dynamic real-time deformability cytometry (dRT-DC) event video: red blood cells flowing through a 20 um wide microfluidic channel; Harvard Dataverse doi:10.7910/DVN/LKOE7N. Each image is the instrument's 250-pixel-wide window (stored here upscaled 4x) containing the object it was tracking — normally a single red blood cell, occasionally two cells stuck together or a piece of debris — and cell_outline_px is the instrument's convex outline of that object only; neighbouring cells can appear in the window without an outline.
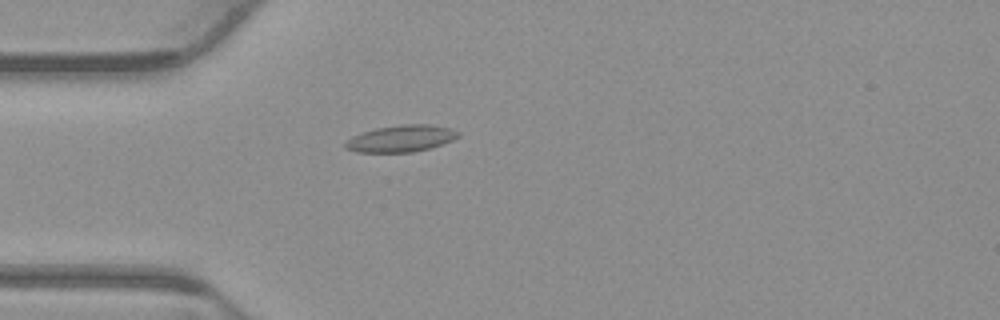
{"species": "common noctule bat (a hibernating species)", "species_latin": "Nyctalus noctula", "temperature_condition": "warm", "stored_images_in_passage": 54, "camera_frame_rate_fps": 3000, "um_per_image_px": 0.085, "animal": {"sex": "male", "body_mass_g": 23.1, "forearm_length_mm": 52.7}, "frame": {"image": 1, "passage_image": 15, "time_ms": 4.667, "image_size_px": [1000, 320], "cell_outline_px": [[460, 136], [452, 140], [428, 148], [412, 152], [356, 152], [344, 148], [344, 144], [352, 136], [376, 128], [400, 124], [428, 124], [452, 128], [460, 132]], "centroid_in_image_um": [34.09, 11.76], "position_along_channel_um": 50.9, "area_um2": 17.51}}
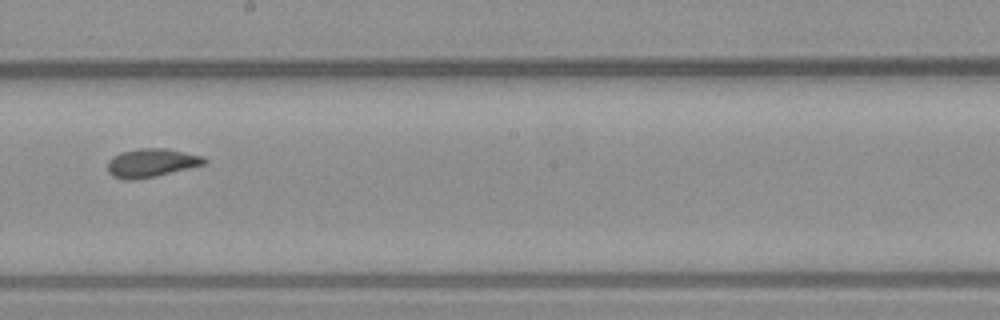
{"frame": {"image": 2, "passage_image": 30, "time_ms": 9.667, "image_size_px": [1000, 320], "cell_outline_px": [[208, 160], [204, 164], [152, 176], [132, 180], [124, 180], [112, 176], [108, 172], [108, 160], [112, 156], [120, 152], [140, 148], [164, 148], [204, 156]], "centroid_in_image_um": [12.82, 13.83], "position_along_channel_um": 235.4, "area_um2": 15.84}}
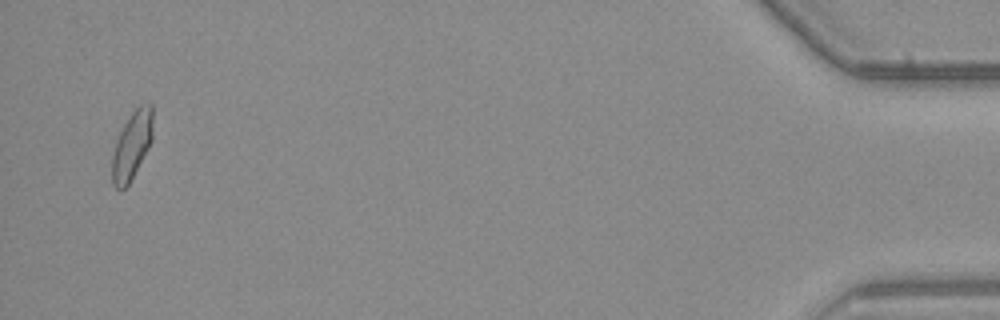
{"frame": {"image": 3, "passage_image": 52, "time_ms": 17.0, "image_size_px": [1000, 320], "cell_outline_px": [[152, 140], [148, 148], [128, 184], [120, 192], [112, 184], [112, 156], [116, 140], [124, 124], [132, 112], [140, 104], [152, 104]], "centroid_in_image_um": [11.2, 12.36], "position_along_channel_um": 424.0, "area_um2": 15.9}, "authors_computed_cell_mechanics": {"area_um2": 15.8661, "velocity_mm_per_s": 3.846, "shape_relaxation_time_tau1_ms": 7.8639, "shape_relaxation_time_tau2_ms": 2.2776, "deformation_change_tau1": 0.1735, "deformation_change_tau2": 0.0587}}